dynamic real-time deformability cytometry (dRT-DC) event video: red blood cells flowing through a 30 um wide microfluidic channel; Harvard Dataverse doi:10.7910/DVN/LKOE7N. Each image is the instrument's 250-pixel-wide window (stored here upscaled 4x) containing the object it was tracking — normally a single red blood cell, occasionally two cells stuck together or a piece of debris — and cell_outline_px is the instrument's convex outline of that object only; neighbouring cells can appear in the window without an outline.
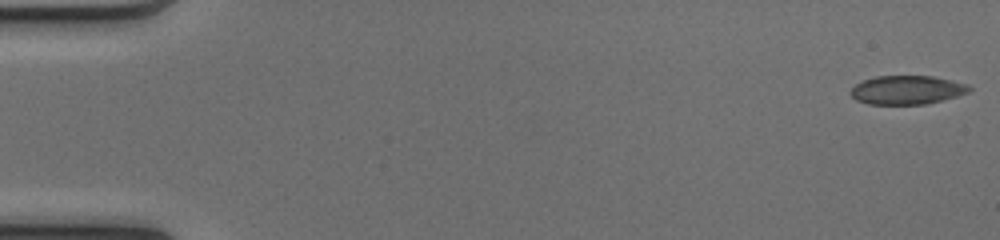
{"species": "common noctule bat (a hibernating species)", "species_latin": "Nyctalus noctula", "temperature_condition": "cold", "stored_images_in_passage": 50, "camera_frame_rate_fps": 3000, "um_per_image_px": 0.085, "animal": {"sex": "female", "body_mass_g": 17.0, "forearm_length_mm": 48.0}, "frame": {"image": 1, "passage_image": 1, "time_ms": 0.0, "image_size_px": [1000, 240], "cell_outline_px": [[972, 88], [968, 92], [956, 96], [924, 104], [868, 104], [856, 100], [848, 92], [856, 84], [864, 80], [876, 76], [932, 76], [952, 80], [968, 84]], "centroid_in_image_um": [77.07, 7.64], "position_along_channel_um": 7.9, "area_um2": 19.77}}
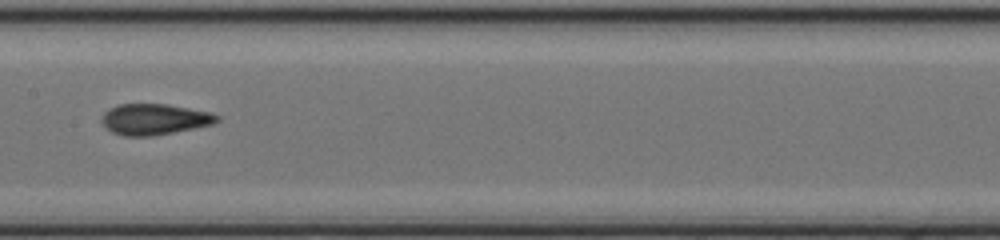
{"frame": {"image": 2, "passage_image": 26, "time_ms": 8.333, "image_size_px": [1000, 240], "cell_outline_px": [[220, 120], [216, 124], [152, 136], [124, 136], [112, 132], [100, 120], [104, 112], [108, 108], [120, 104], [168, 104], [212, 112], [220, 116]], "centroid_in_image_um": [13.17, 10.13], "position_along_channel_um": 194.2, "area_um2": 20.98}}
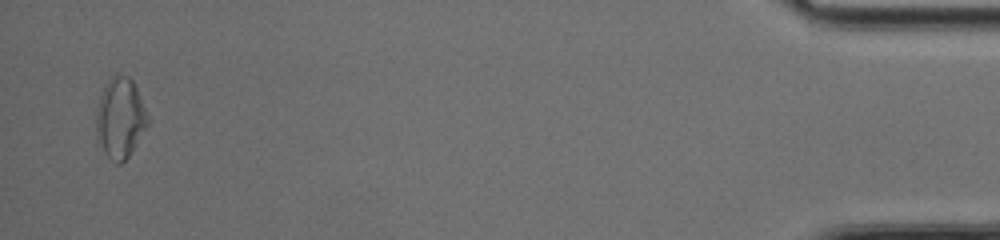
{"frame": {"image": 3, "passage_image": 49, "time_ms": 16.0, "image_size_px": [1000, 240], "cell_outline_px": [[148, 124], [128, 156], [120, 164], [116, 164], [104, 152], [96, 140], [96, 108], [100, 96], [108, 80], [116, 72], [128, 76], [132, 80], [136, 88], [148, 116]], "centroid_in_image_um": [10.18, 10.02], "position_along_channel_um": 425.0, "area_um2": 23.99}, "authors_computed_cell_mechanics": {"area_um2": 20.5768, "velocity_mm_per_s": 4.1413, "shape_relaxation_time_tau1_ms": null, "shape_relaxation_time_tau2_ms": 1.8546, "deformation_change_tau1": null, "deformation_change_tau2": 0.0699}}